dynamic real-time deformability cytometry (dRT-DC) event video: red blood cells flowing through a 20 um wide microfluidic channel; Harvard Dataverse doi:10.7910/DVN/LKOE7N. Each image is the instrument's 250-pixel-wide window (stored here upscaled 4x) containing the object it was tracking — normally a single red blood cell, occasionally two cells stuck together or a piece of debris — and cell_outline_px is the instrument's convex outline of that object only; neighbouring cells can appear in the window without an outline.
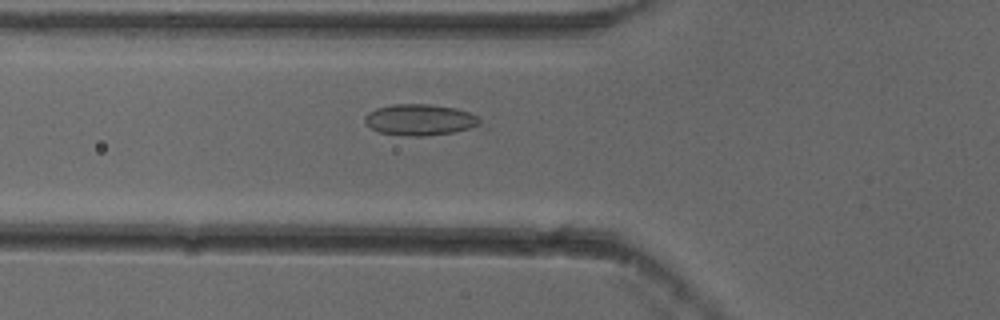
{"species": "common noctule bat (a hibernating species)", "species_latin": "Nyctalus noctula", "temperature_condition": "cold", "stored_images_in_passage": 26, "camera_frame_rate_fps": 3000, "um_per_image_px": 0.085, "animal": {"sex": "female"}, "frame": {"image": 1, "passage_image": 9, "time_ms": 2.667, "image_size_px": [1000, 320], "cell_outline_px": [[480, 124], [472, 128], [452, 132], [424, 136], [408, 136], [380, 132], [364, 124], [364, 116], [368, 112], [376, 108], [392, 104], [428, 104], [456, 108], [480, 116]], "centroid_in_image_um": [35.68, 10.17], "position_along_channel_um": 90.1, "area_um2": 20.98}}
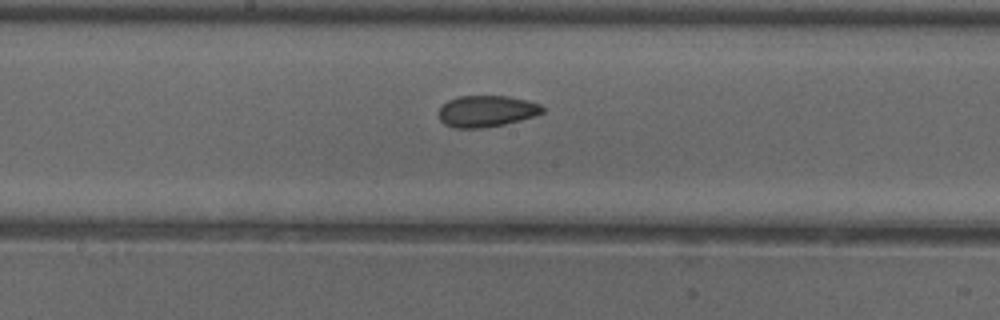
{"frame": {"image": 2, "passage_image": 18, "time_ms": 5.667, "image_size_px": [1000, 320], "cell_outline_px": [[544, 112], [536, 116], [504, 124], [480, 128], [452, 128], [444, 124], [440, 120], [440, 108], [448, 100], [456, 96], [508, 96], [528, 100], [540, 104], [544, 108]], "centroid_in_image_um": [41.37, 9.45], "position_along_channel_um": 206.8, "area_um2": 19.07}}
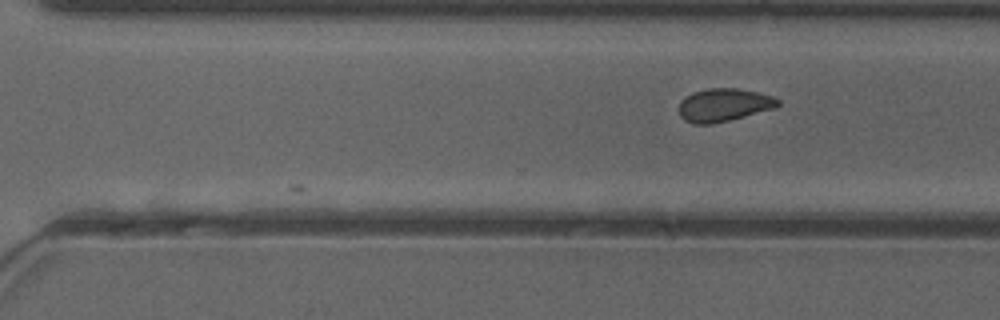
{"frame": {"image": 3, "passage_image": 26, "time_ms": 8.333, "image_size_px": [1000, 320], "cell_outline_px": [[780, 104], [772, 108], [744, 116], [712, 124], [692, 124], [684, 120], [680, 116], [680, 100], [684, 96], [692, 92], [708, 88], [736, 88], [756, 92], [772, 96], [780, 100]], "centroid_in_image_um": [61.47, 8.91], "position_along_channel_um": 309.1, "area_um2": 18.9}}